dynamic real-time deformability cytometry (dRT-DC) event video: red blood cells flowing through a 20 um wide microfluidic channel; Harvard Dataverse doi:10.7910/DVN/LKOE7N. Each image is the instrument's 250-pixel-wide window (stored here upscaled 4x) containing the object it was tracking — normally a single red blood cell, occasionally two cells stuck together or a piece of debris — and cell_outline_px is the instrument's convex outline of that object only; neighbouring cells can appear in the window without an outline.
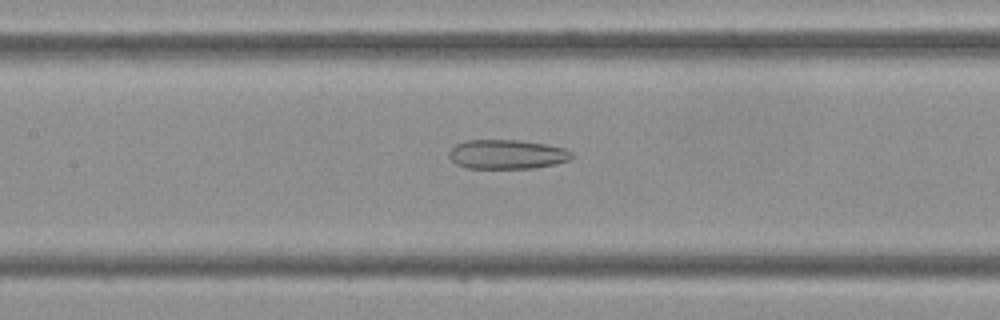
{"species": "Egyptian fruit bat (a non-hibernating species)", "species_latin": "Rousettus aegyptiacus", "temperature_condition": "cold", "stored_images_in_passage": 44, "camera_frame_rate_fps": 3000, "um_per_image_px": 0.085, "frame": {"image": 1, "passage_image": 20, "time_ms": 6.333, "image_size_px": [1000, 320], "cell_outline_px": [[572, 156], [568, 160], [556, 164], [532, 168], [468, 168], [456, 164], [448, 156], [448, 152], [456, 144], [468, 140], [520, 140], [544, 144], [564, 148], [572, 152]], "centroid_in_image_um": [43.07, 13.12], "position_along_channel_um": 164.3, "area_um2": 20.87}}
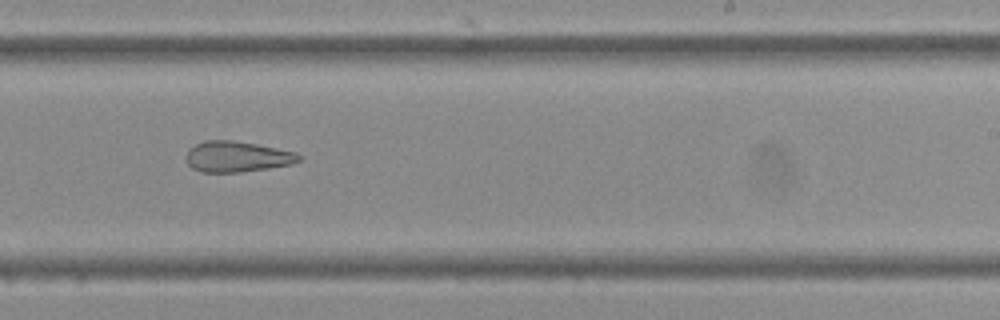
{"frame": {"image": 2, "passage_image": 27, "time_ms": 8.667, "image_size_px": [1000, 320], "cell_outline_px": [[304, 156], [300, 160], [292, 164], [268, 168], [240, 172], [200, 172], [192, 168], [188, 164], [184, 156], [188, 148], [204, 140], [232, 140], [256, 144], [296, 152]], "centroid_in_image_um": [20.12, 13.31], "position_along_channel_um": 268.9, "area_um2": 20.4}}
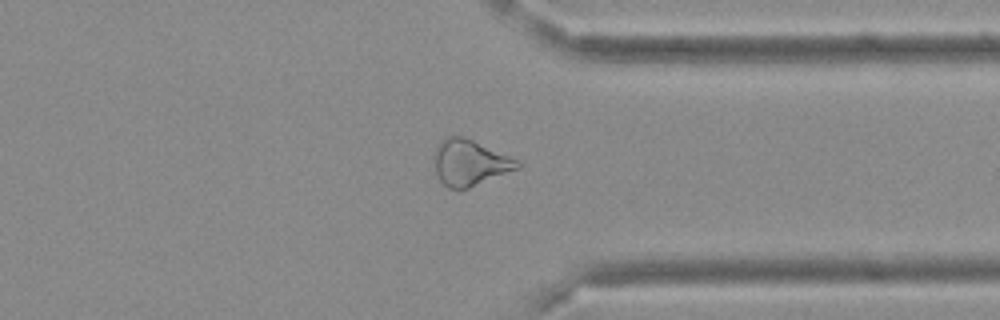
{"frame": {"image": 3, "passage_image": 34, "time_ms": 11.0, "image_size_px": [1000, 320], "cell_outline_px": [[524, 164], [520, 168], [468, 188], [448, 188], [440, 180], [436, 172], [432, 156], [436, 148], [444, 136], [464, 136], [520, 160]], "centroid_in_image_um": [39.95, 13.8], "position_along_channel_um": 371.5, "area_um2": 22.48}}